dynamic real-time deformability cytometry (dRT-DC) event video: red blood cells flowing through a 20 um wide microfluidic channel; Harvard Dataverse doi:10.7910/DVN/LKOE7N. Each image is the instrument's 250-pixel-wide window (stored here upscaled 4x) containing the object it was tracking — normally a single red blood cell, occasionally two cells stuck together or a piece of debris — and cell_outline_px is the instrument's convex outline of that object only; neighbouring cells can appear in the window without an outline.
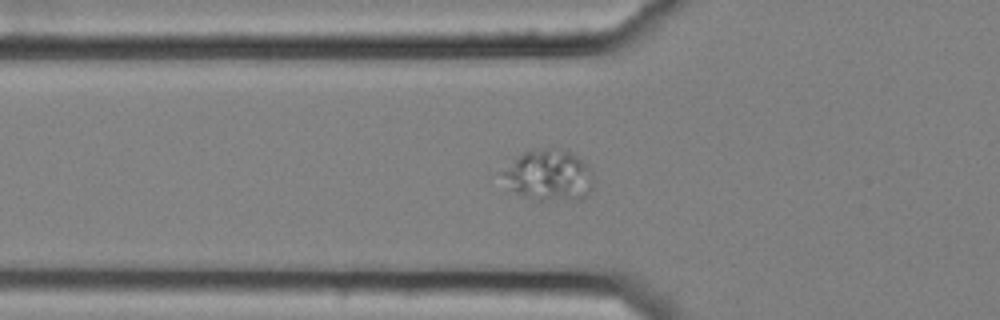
{"species": "common noctule bat (a hibernating species)", "species_latin": "Nyctalus noctula", "temperature_condition": "cold", "stored_images_in_passage": 5, "camera_frame_rate_fps": 3000, "um_per_image_px": 0.085, "animal": {"sex": "female", "body_mass_g": 25.1}, "frame": {"image": 1, "passage_image": 4, "time_ms": 1.0, "image_size_px": [1000, 320], "cell_outline_px": [[596, 180], [588, 196], [580, 200], [536, 200], [516, 192], [512, 188], [500, 172], [516, 156], [532, 148], [560, 148], [572, 152], [592, 172]], "centroid_in_image_um": [46.7, 14.88], "position_along_channel_um": 79.1, "area_um2": 27.34}}